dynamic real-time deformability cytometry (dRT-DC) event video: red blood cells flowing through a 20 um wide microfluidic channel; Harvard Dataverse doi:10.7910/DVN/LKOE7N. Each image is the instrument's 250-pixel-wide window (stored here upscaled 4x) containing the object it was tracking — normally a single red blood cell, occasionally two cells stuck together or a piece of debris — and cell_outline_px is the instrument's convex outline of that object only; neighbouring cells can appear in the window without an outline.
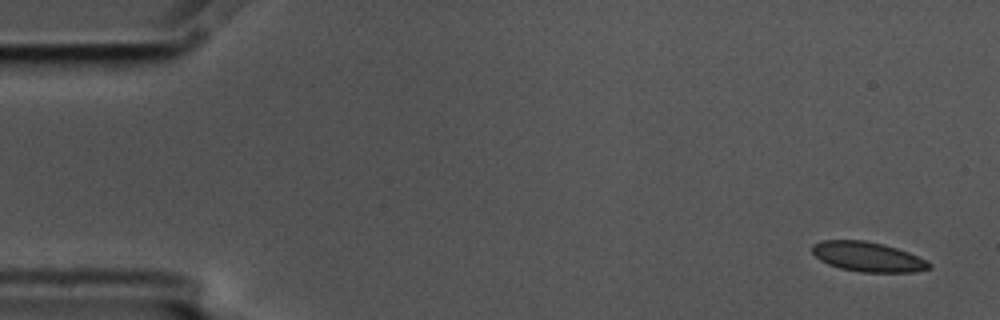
{"species": "common noctule bat (a hibernating species)", "species_latin": "Nyctalus noctula", "temperature_condition": "cold", "stored_images_in_passage": 6, "camera_frame_rate_fps": 3000, "um_per_image_px": 0.085, "animal": {"sex": "male", "body_mass_g": 17.5, "forearm_length_mm": 52.3}, "frame": {"image": 1, "passage_image": 1, "time_ms": 0.0, "image_size_px": [1000, 320], "cell_outline_px": [[932, 268], [912, 272], [860, 272], [840, 268], [828, 264], [820, 260], [812, 252], [812, 244], [824, 240], [864, 240], [884, 244], [908, 252], [932, 264]], "centroid_in_image_um": [73.74, 21.82], "position_along_channel_um": 11.3, "area_um2": 20.17}}